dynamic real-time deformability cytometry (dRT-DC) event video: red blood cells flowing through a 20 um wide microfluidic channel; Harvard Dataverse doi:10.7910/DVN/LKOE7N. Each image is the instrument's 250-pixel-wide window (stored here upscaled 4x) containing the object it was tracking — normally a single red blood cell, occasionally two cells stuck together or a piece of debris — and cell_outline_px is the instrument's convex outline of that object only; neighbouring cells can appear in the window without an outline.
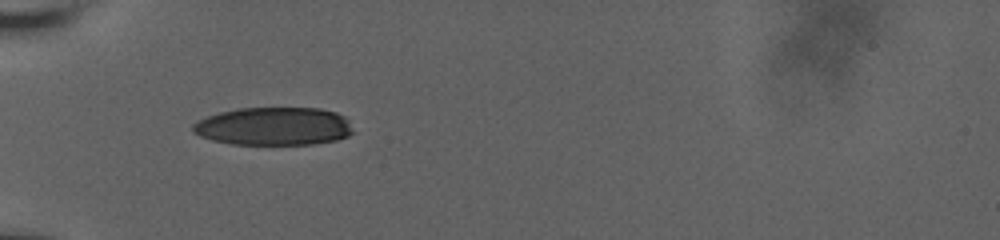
{"species": "human", "species_latin": "Homo sapiens", "temperature_condition": "room temperature", "stored_images_in_passage": 6, "camera_frame_rate_fps": 3000, "um_per_image_px": 0.085, "donor": {"sex": "male"}, "frame": {"image": 1, "passage_image": 1, "time_ms": 0.0, "image_size_px": [1000, 240], "cell_outline_px": [[356, 132], [348, 136], [336, 140], [312, 144], [232, 144], [212, 140], [200, 136], [192, 132], [192, 124], [208, 116], [220, 112], [240, 108], [320, 108], [336, 112], [344, 116], [348, 120]], "centroid_in_image_um": [23.31, 10.73], "position_along_channel_um": 61.7, "area_um2": 35.72}}
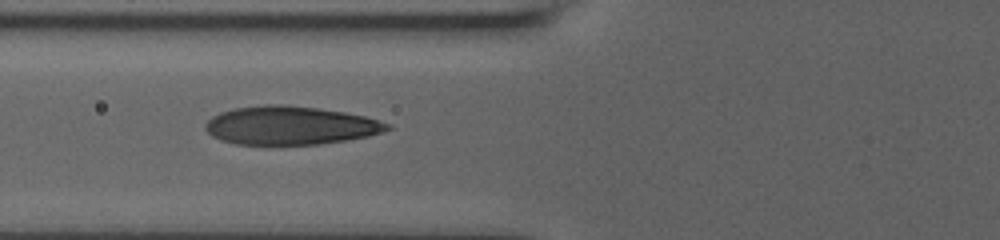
{"frame": {"image": 2, "passage_image": 4, "time_ms": 1.333, "image_size_px": [1000, 240], "cell_outline_px": [[392, 128], [384, 132], [368, 136], [348, 140], [320, 144], [236, 144], [220, 140], [212, 136], [204, 128], [204, 124], [212, 116], [220, 112], [236, 108], [260, 104], [284, 104], [316, 108], [344, 112], [364, 116], [392, 124]], "centroid_in_image_um": [24.68, 10.66], "position_along_channel_um": 101.1, "area_um2": 40.92}}
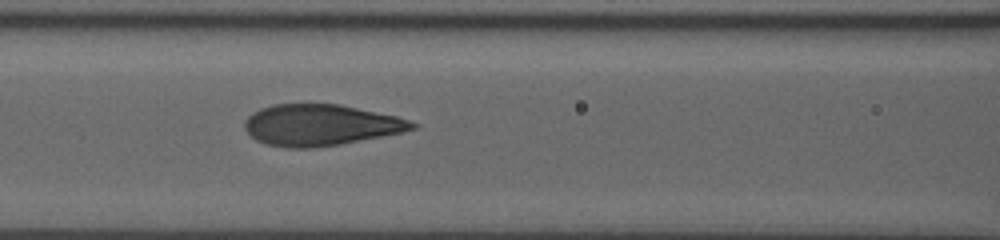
{"frame": {"image": 3, "passage_image": 6, "time_ms": 2.333, "image_size_px": [1000, 240], "cell_outline_px": [[420, 124], [416, 128], [400, 132], [340, 144], [312, 148], [288, 148], [268, 144], [256, 140], [244, 128], [244, 120], [252, 112], [260, 108], [272, 104], [340, 104], [396, 116]], "centroid_in_image_um": [27.21, 10.62], "position_along_channel_um": 139.4, "area_um2": 40.06}}